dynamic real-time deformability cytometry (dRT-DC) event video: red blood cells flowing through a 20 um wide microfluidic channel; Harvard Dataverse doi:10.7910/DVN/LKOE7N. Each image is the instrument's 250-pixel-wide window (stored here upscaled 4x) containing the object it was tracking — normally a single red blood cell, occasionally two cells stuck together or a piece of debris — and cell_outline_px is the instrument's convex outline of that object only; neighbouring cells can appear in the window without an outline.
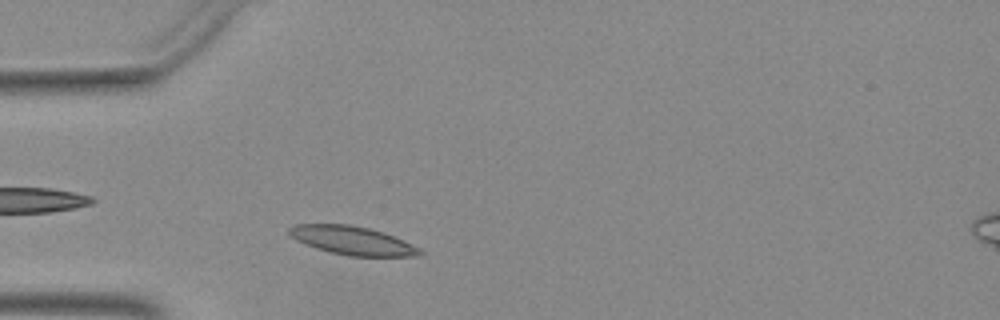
{"species": "Egyptian fruit bat (a non-hibernating species)", "species_latin": "Rousettus aegyptiacus", "temperature_condition": "warm", "stored_images_in_passage": 39, "camera_frame_rate_fps": 3000, "um_per_image_px": 0.085, "animal": {"sex": "female"}, "frame": {"image": 1, "passage_image": 6, "time_ms": 1.667, "image_size_px": [1000, 320], "cell_outline_px": [[424, 252], [420, 256], [348, 256], [316, 248], [296, 240], [288, 232], [288, 228], [296, 224], [352, 224], [384, 232], [420, 248]], "centroid_in_image_um": [29.96, 20.44], "position_along_channel_um": 55.0, "area_um2": 21.62}}
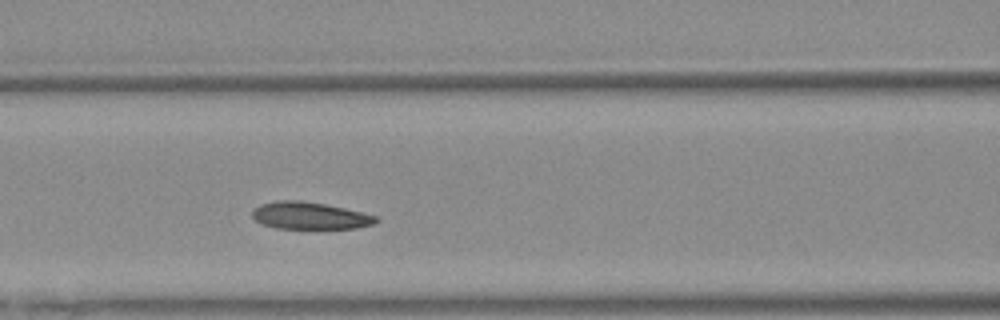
{"frame": {"image": 2, "passage_image": 13, "time_ms": 4.0, "image_size_px": [1000, 320], "cell_outline_px": [[380, 220], [372, 224], [356, 228], [276, 228], [260, 224], [252, 216], [252, 212], [260, 204], [276, 200], [300, 200], [324, 204], [344, 208], [376, 216]], "centroid_in_image_um": [26.3, 18.33], "position_along_channel_um": 140.3, "area_um2": 19.42}}
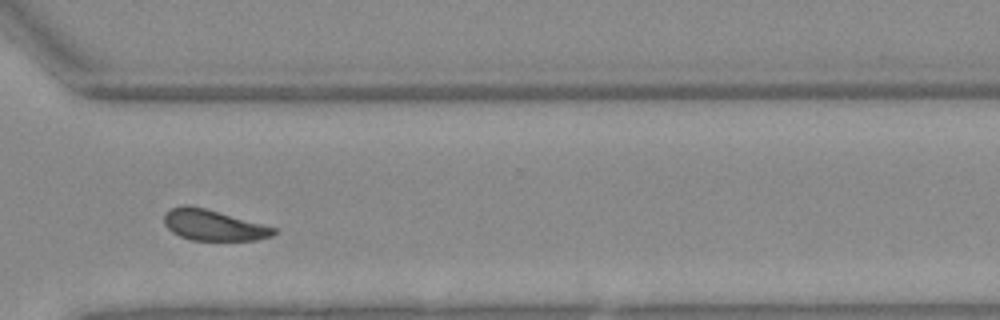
{"frame": {"image": 3, "passage_image": 29, "time_ms": 9.333, "image_size_px": [1000, 320], "cell_outline_px": [[276, 232], [272, 236], [256, 240], [192, 240], [180, 236], [172, 232], [164, 224], [164, 212], [168, 208], [184, 204], [204, 208], [276, 228]], "centroid_in_image_um": [18.08, 19.13], "position_along_channel_um": 352.5, "area_um2": 19.54}}